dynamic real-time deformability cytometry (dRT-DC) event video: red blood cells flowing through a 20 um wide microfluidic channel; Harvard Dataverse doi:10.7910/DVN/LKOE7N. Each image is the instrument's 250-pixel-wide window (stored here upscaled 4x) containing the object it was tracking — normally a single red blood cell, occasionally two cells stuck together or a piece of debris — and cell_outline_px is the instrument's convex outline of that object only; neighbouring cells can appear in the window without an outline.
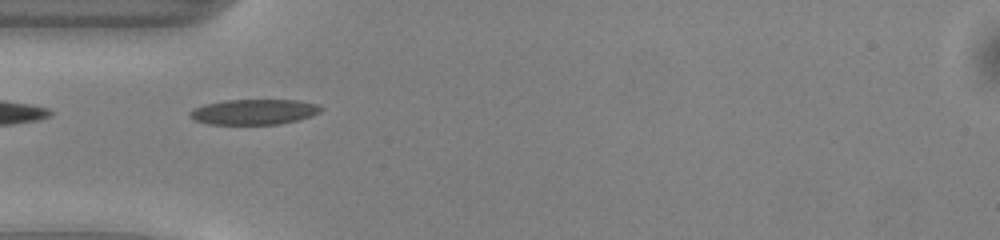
{"species": "common noctule bat (a hibernating species)", "species_latin": "Nyctalus noctula", "temperature_condition": "warm", "stored_images_in_passage": 37, "camera_frame_rate_fps": 3000, "um_per_image_px": 0.085, "animal": {"sex": "male", "body_mass_g": 13.0, "forearm_length_mm": 53.1}, "frame": {"image": 1, "passage_image": 2, "time_ms": 0.333, "image_size_px": [1000, 240], "cell_outline_px": [[324, 108], [320, 112], [312, 116], [280, 124], [208, 124], [196, 120], [188, 116], [188, 112], [192, 108], [204, 104], [224, 100], [300, 100], [316, 104]], "centroid_in_image_um": [21.57, 9.5], "position_along_channel_um": 63.4, "area_um2": 19.48}}
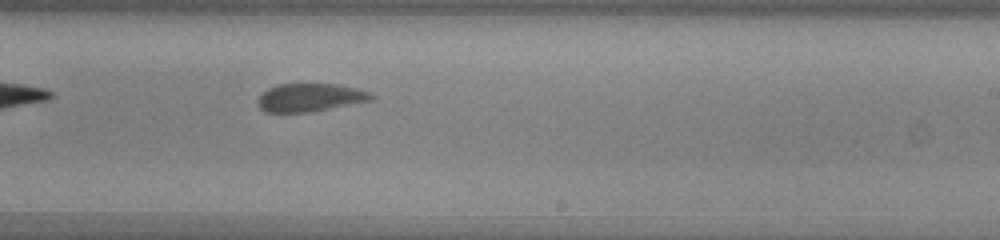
{"frame": {"image": 2, "passage_image": 17, "time_ms": 5.333, "image_size_px": [1000, 240], "cell_outline_px": [[376, 96], [372, 100], [312, 112], [264, 112], [260, 108], [256, 100], [268, 88], [280, 84], [340, 84], [372, 92]], "centroid_in_image_um": [26.39, 8.29], "position_along_channel_um": 262.6, "area_um2": 18.73}}
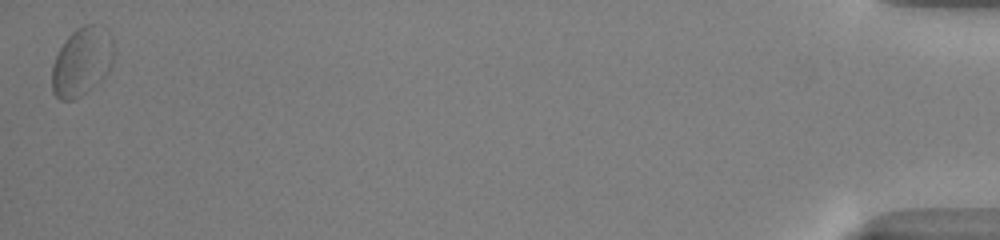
{"frame": {"image": 3, "passage_image": 37, "time_ms": 12.0, "image_size_px": [1000, 240], "cell_outline_px": [[112, 64], [108, 72], [92, 88], [80, 96], [72, 100], [60, 100], [52, 92], [52, 64], [60, 48], [68, 36], [76, 28], [84, 24], [104, 24], [108, 28], [112, 36]], "centroid_in_image_um": [6.97, 5.2], "position_along_channel_um": 428.2, "area_um2": 24.91}, "authors_computed_cell_mechanics": {"area_um2": 19.7676, "velocity_mm_per_s": 4.0124, "shape_relaxation_time_tau1_ms": 4.0217, "shape_relaxation_time_tau2_ms": null, "deformation_change_tau1": 0.1245, "deformation_change_tau2": null}}